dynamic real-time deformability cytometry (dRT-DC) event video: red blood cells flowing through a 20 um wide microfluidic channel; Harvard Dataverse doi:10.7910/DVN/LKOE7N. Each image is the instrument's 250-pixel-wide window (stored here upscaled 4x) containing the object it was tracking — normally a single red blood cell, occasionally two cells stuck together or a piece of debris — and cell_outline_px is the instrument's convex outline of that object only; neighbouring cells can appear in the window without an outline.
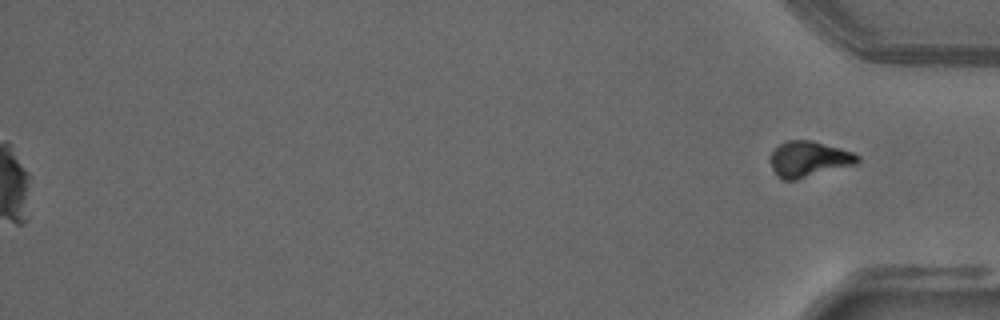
{"species": "common noctule bat (a hibernating species)", "species_latin": "Nyctalus noctula", "temperature_condition": "warm", "stored_images_in_passage": 53, "segment_of_instrument_passage": [2, 2], "camera_frame_rate_fps": 3000, "um_per_image_px": 0.085, "animal": {"sex": "male", "forearm_length_mm": 52.5}, "frame": {"image": 1, "passage_image": 53, "time_ms": 17.333, "image_size_px": [1000, 320], "cell_outline_px": [[860, 160], [856, 164], [796, 180], [780, 180], [772, 168], [768, 160], [768, 156], [780, 144], [788, 140], [812, 140], [840, 148], [852, 152], [860, 156]], "centroid_in_image_um": [68.72, 13.53], "position_along_channel_um": 366.5, "area_um2": 18.32}}